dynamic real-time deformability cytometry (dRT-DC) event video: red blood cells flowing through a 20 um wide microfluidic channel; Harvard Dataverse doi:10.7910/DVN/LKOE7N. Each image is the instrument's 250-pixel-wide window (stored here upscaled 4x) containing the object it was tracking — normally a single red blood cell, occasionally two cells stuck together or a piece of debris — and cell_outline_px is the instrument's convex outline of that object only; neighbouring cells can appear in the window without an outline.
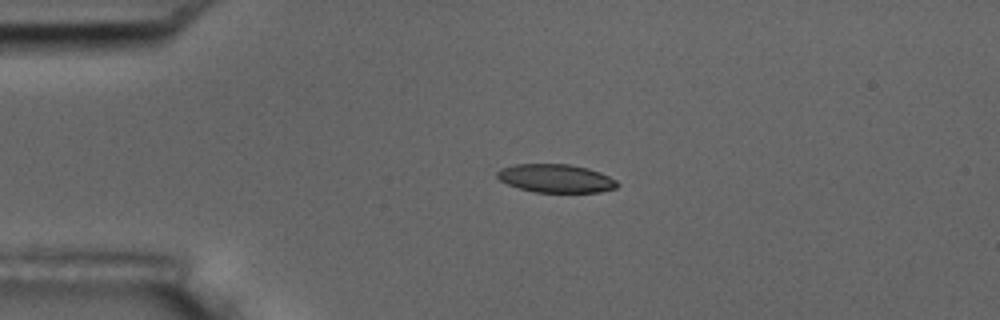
{"species": "common noctule bat (a hibernating species)", "species_latin": "Nyctalus noctula", "temperature_condition": "room temperature", "stored_images_in_passage": 3, "camera_frame_rate_fps": 3000, "um_per_image_px": 0.085, "animal": {"sex": "male", "body_mass_g": 17.5, "forearm_length_mm": 52.3}, "frame": {"image": 1, "passage_image": 2, "time_ms": 0.333, "image_size_px": [1000, 320], "cell_outline_px": [[620, 184], [616, 188], [600, 192], [536, 192], [520, 188], [508, 184], [500, 180], [496, 176], [496, 172], [500, 168], [512, 164], [568, 164], [588, 168], [600, 172], [616, 180]], "centroid_in_image_um": [47.24, 15.15], "position_along_channel_um": 37.8, "area_um2": 19.88}}